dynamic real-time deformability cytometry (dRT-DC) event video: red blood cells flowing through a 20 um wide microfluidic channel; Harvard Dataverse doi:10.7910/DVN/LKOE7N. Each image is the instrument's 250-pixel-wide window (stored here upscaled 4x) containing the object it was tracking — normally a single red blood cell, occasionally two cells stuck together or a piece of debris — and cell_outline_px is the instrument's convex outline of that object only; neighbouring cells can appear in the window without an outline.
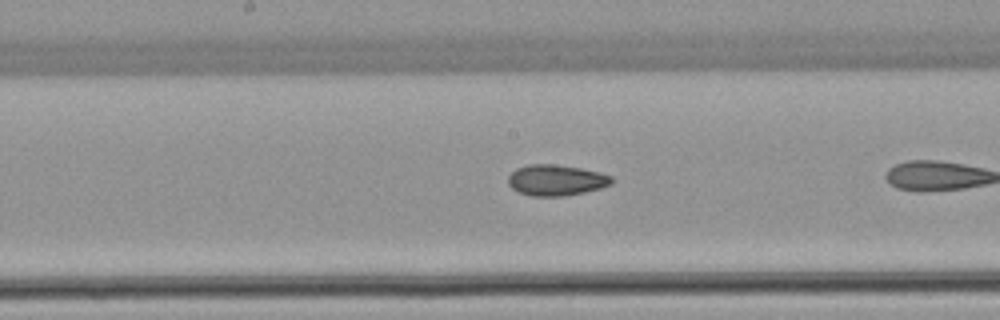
{"species": "common noctule bat (a hibernating species)", "species_latin": "Nyctalus noctula", "temperature_condition": "warm", "stored_images_in_passage": 22, "camera_frame_rate_fps": 3000, "um_per_image_px": 0.085, "animal": {"sex": "female", "body_mass_g": 22.7, "forearm_length_mm": 54.2}, "frame": {"image": 1, "passage_image": 10, "time_ms": 3.0, "image_size_px": [1000, 320], "cell_outline_px": [[612, 184], [600, 188], [584, 192], [564, 196], [532, 196], [516, 192], [508, 184], [508, 176], [516, 168], [528, 164], [552, 164], [580, 168], [600, 172], [612, 176]], "centroid_in_image_um": [47.24, 15.31], "position_along_channel_um": 201.0, "area_um2": 18.73}}